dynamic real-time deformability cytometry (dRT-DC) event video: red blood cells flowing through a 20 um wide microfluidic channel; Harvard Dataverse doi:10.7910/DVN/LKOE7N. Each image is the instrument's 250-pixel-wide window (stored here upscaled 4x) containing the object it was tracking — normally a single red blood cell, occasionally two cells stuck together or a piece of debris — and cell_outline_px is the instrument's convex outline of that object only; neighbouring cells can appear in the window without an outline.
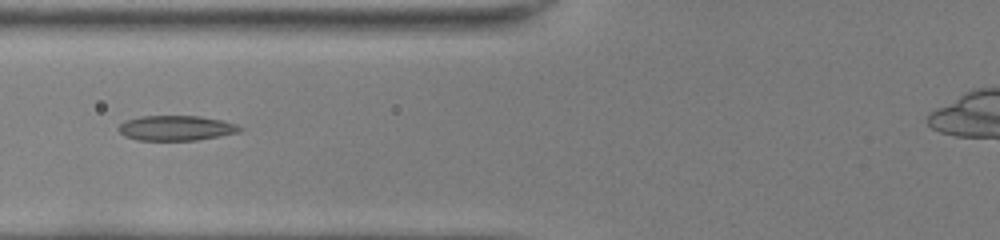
{"species": "common noctule bat (a hibernating species)", "species_latin": "Nyctalus noctula", "temperature_condition": "room temperature", "stored_images_in_passage": 35, "camera_frame_rate_fps": 3000, "um_per_image_px": 0.085, "animal": {"sex": "female", "body_mass_g": 22.0, "forearm_length_mm": 56.7}, "frame": {"image": 1, "passage_image": 7, "time_ms": 2.0, "image_size_px": [1000, 240], "cell_outline_px": [[244, 128], [240, 132], [220, 136], [196, 140], [136, 140], [124, 136], [116, 128], [124, 120], [140, 116], [200, 116], [220, 120], [236, 124]], "centroid_in_image_um": [14.94, 10.88], "position_along_channel_um": 110.9, "area_um2": 17.8}}
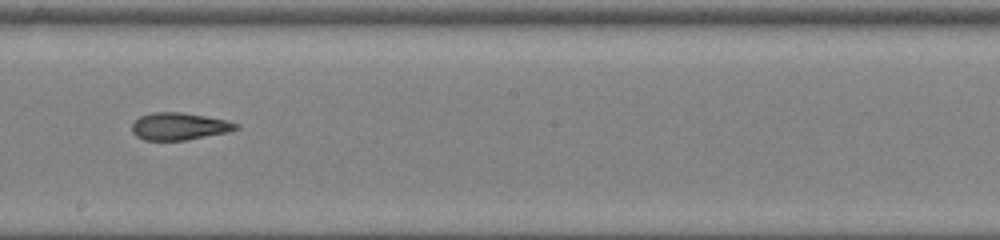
{"frame": {"image": 2, "passage_image": 16, "time_ms": 5.0, "image_size_px": [1000, 240], "cell_outline_px": [[240, 128], [224, 132], [184, 140], [144, 140], [136, 136], [132, 132], [132, 124], [140, 116], [152, 112], [180, 112], [204, 116], [224, 120], [240, 124]], "centroid_in_image_um": [15.18, 10.73], "position_along_channel_um": 233.0, "area_um2": 16.24}}
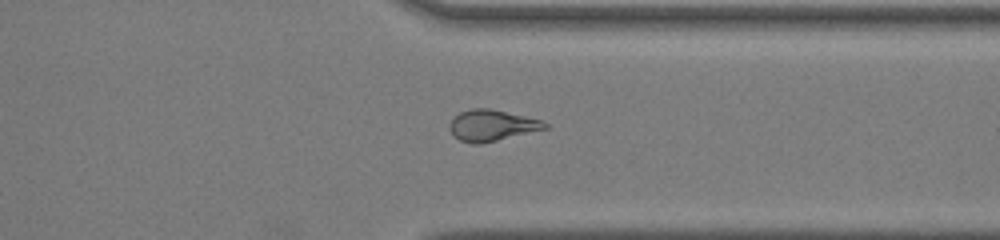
{"frame": {"image": 3, "passage_image": 26, "time_ms": 8.333, "image_size_px": [1000, 240], "cell_outline_px": [[548, 128], [480, 144], [472, 144], [460, 140], [452, 136], [448, 128], [448, 124], [460, 112], [472, 108], [488, 108], [524, 116], [540, 120], [548, 124]], "centroid_in_image_um": [41.75, 10.67], "position_along_channel_um": 369.6, "area_um2": 17.17}}